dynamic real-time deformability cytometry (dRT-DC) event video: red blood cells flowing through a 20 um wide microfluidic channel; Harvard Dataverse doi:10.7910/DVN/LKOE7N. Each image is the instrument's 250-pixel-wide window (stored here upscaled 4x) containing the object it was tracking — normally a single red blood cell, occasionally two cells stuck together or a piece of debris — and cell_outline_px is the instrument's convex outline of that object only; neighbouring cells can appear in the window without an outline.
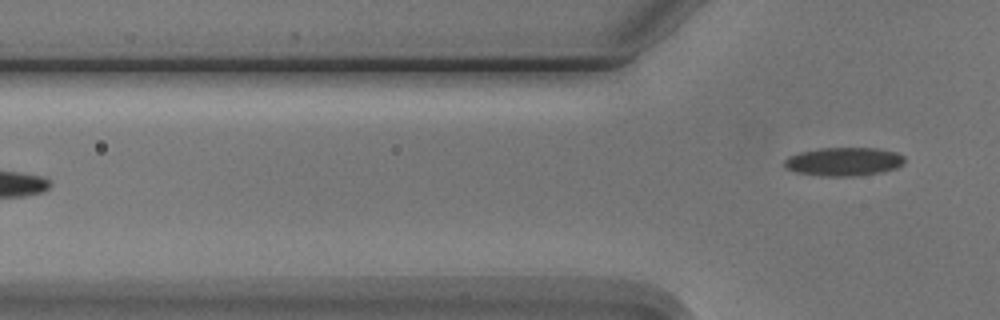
{"species": "Egyptian fruit bat (a non-hibernating species)", "species_latin": "Rousettus aegyptiacus", "temperature_condition": "cold", "stored_images_in_passage": 5, "camera_frame_rate_fps": 3000, "um_per_image_px": 0.085, "animal": {"sex": "male"}, "frame": {"image": 1, "passage_image": 5, "time_ms": 4.667, "image_size_px": [1000, 320], "cell_outline_px": [[904, 164], [896, 168], [880, 172], [860, 176], [824, 176], [796, 172], [784, 168], [784, 160], [788, 156], [800, 152], [820, 148], [876, 148], [896, 152], [904, 156]], "centroid_in_image_um": [71.71, 13.74], "position_along_channel_um": 54.1, "area_um2": 20.06}}